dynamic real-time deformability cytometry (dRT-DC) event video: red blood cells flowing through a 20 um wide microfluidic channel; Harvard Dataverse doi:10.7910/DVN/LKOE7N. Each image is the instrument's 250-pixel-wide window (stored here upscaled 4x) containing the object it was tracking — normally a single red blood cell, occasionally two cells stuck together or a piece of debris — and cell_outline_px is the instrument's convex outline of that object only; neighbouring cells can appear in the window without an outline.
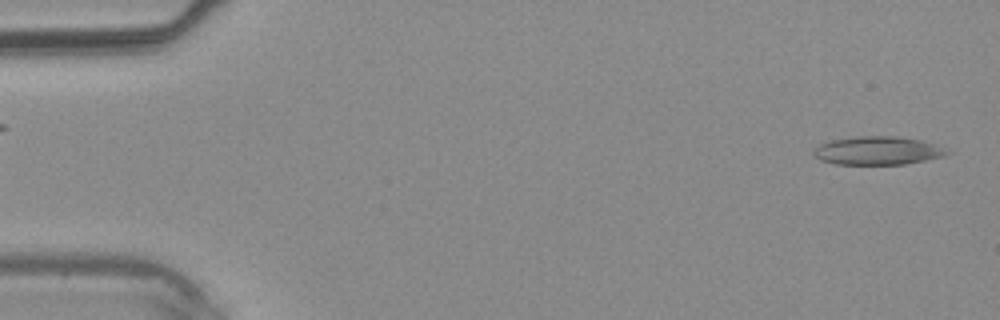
{"species": "common noctule bat (a hibernating species)", "species_latin": "Nyctalus noctula", "temperature_condition": "warm", "stored_images_in_passage": 7, "segment_of_instrument_passage": [1, 2], "camera_frame_rate_fps": 3000, "um_per_image_px": 0.085, "animal": {"sex": "male", "body_mass_g": 20.4}, "frame": {"image": 1, "passage_image": 1, "time_ms": 0.0, "image_size_px": [1000, 320], "cell_outline_px": [[952, 152], [944, 156], [904, 164], [836, 164], [820, 160], [812, 152], [820, 144], [832, 140], [860, 136], [892, 136], [920, 140], [932, 144]], "centroid_in_image_um": [74.58, 12.81], "position_along_channel_um": 10.4, "area_um2": 21.62}}